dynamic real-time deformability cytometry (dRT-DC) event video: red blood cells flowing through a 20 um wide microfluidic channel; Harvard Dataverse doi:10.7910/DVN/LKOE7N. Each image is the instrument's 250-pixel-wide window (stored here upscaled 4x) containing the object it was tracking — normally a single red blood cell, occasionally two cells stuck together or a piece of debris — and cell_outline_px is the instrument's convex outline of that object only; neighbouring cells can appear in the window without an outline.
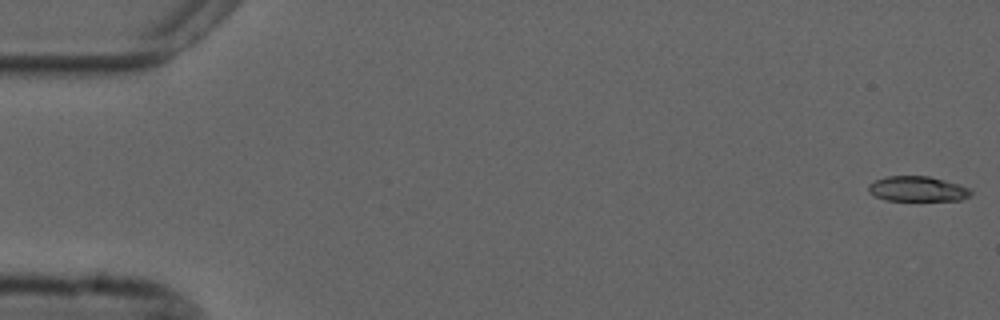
{"species": "common noctule bat (a hibernating species)", "species_latin": "Nyctalus noctula", "temperature_condition": "cold", "stored_images_in_passage": 55, "camera_frame_rate_fps": 3000, "um_per_image_px": 0.085, "animal": {"sex": "male", "forearm_length_mm": 52.5}, "frame": {"image": 1, "passage_image": 1, "time_ms": 0.0, "image_size_px": [1000, 320], "cell_outline_px": [[972, 192], [968, 196], [960, 200], [884, 200], [868, 192], [868, 184], [876, 180], [888, 176], [928, 176], [944, 180], [968, 188]], "centroid_in_image_um": [77.94, 16.05], "position_along_channel_um": 7.1, "area_um2": 14.74}}
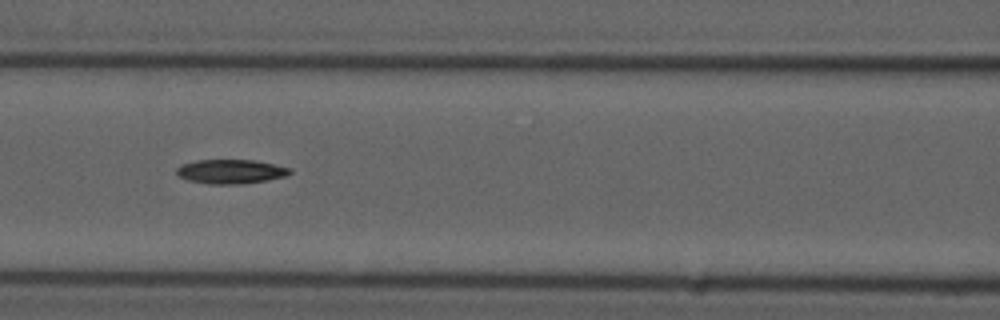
{"frame": {"image": 2, "passage_image": 24, "time_ms": 7.667, "image_size_px": [1000, 320], "cell_outline_px": [[292, 172], [284, 176], [268, 180], [244, 184], [208, 184], [188, 180], [180, 176], [176, 172], [176, 168], [180, 164], [196, 160], [252, 160], [292, 168]], "centroid_in_image_um": [19.59, 14.58], "position_along_channel_um": 147.0, "area_um2": 16.01}}
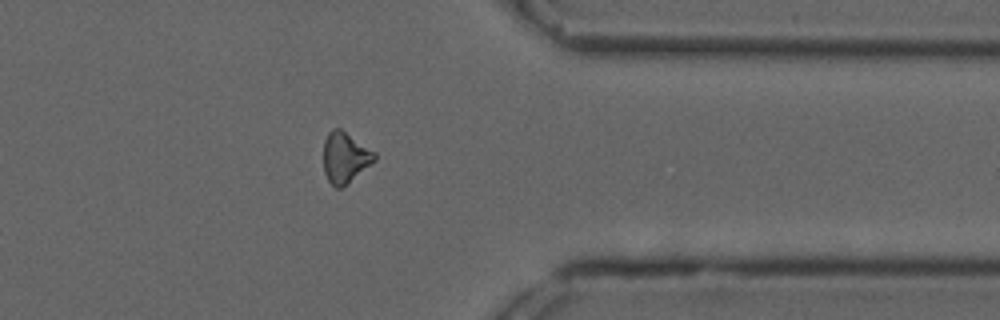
{"frame": {"image": 3, "passage_image": 44, "time_ms": 14.333, "image_size_px": [1000, 320], "cell_outline_px": [[376, 160], [348, 184], [340, 188], [336, 188], [328, 180], [324, 172], [324, 140], [328, 132], [332, 128], [340, 128], [376, 152]], "centroid_in_image_um": [29.34, 13.39], "position_along_channel_um": 382.1, "area_um2": 15.2}}